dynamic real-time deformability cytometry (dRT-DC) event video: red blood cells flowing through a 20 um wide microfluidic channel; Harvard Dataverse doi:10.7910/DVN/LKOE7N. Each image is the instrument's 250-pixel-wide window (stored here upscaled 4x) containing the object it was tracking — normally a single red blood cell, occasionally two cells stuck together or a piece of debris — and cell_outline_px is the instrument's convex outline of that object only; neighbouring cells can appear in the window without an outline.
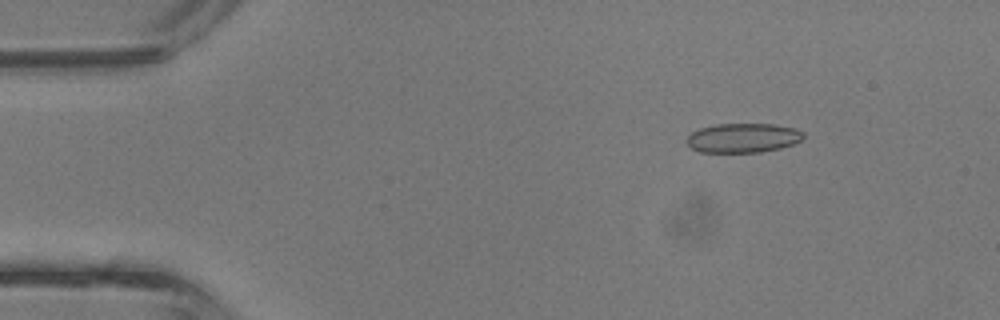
{"species": "common noctule bat (a hibernating species)", "species_latin": "Nyctalus noctula", "temperature_condition": "room temperature", "stored_images_in_passage": 4, "camera_frame_rate_fps": 3000, "um_per_image_px": 0.085, "animal": {"sex": "male", "body_mass_g": 13.3}, "frame": {"image": 1, "passage_image": 1, "time_ms": 0.0, "image_size_px": [1000, 320], "cell_outline_px": [[804, 136], [800, 140], [792, 144], [780, 148], [760, 152], [700, 152], [692, 148], [688, 144], [688, 136], [692, 132], [700, 128], [716, 124], [776, 124], [796, 128], [804, 132]], "centroid_in_image_um": [63.18, 11.71], "position_along_channel_um": 21.8, "area_um2": 19.88}}
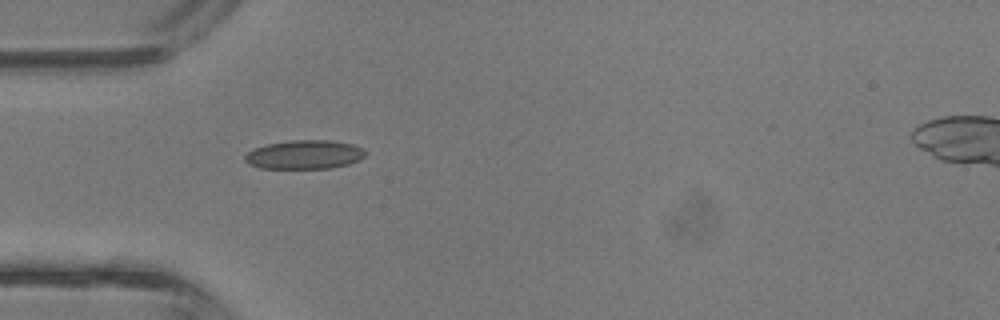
{"frame": {"image": 2, "passage_image": 3, "time_ms": 0.667, "image_size_px": [1000, 320], "cell_outline_px": [[368, 152], [360, 160], [348, 164], [332, 168], [260, 168], [248, 164], [244, 160], [244, 156], [252, 148], [268, 144], [288, 140], [328, 140], [352, 144], [364, 148]], "centroid_in_image_um": [25.88, 13.14], "position_along_channel_um": 59.1, "area_um2": 20.46}}